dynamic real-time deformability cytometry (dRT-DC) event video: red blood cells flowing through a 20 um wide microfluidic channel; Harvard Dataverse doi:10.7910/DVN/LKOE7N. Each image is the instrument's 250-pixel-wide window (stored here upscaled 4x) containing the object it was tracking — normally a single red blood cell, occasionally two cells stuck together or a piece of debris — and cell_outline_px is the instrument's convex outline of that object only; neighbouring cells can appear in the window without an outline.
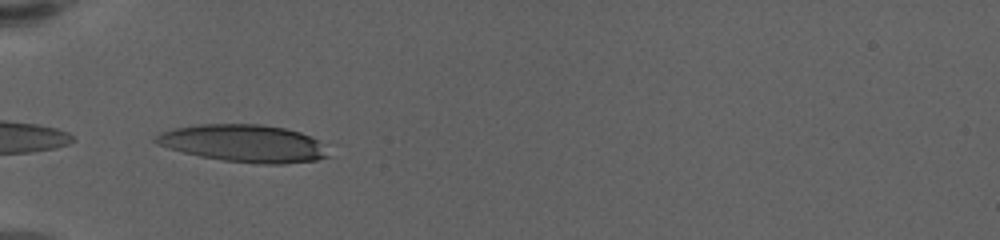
{"species": "human", "species_latin": "Homo sapiens", "temperature_condition": "warm", "stored_images_in_passage": 39, "camera_frame_rate_fps": 3000, "um_per_image_px": 0.085, "donor": {"sex": "female"}, "frame": {"image": 1, "passage_image": 1, "time_ms": 0.0, "image_size_px": [1000, 240], "cell_outline_px": [[332, 156], [316, 160], [284, 164], [260, 164], [224, 160], [200, 156], [168, 148], [152, 140], [160, 132], [176, 128], [196, 124], [260, 124], [284, 128], [300, 132], [312, 136]], "centroid_in_image_um": [20.73, 12.18], "position_along_channel_um": 64.3, "area_um2": 37.45}}
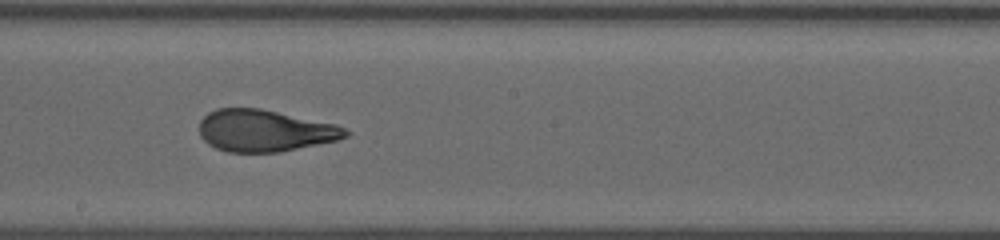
{"frame": {"image": 2, "passage_image": 16, "time_ms": 5.0, "image_size_px": [1000, 240], "cell_outline_px": [[352, 132], [348, 136], [336, 140], [280, 152], [228, 152], [216, 148], [208, 144], [200, 136], [200, 120], [208, 112], [216, 108], [260, 108], [336, 124]], "centroid_in_image_um": [22.49, 11.1], "position_along_channel_um": 225.7, "area_um2": 35.66}}
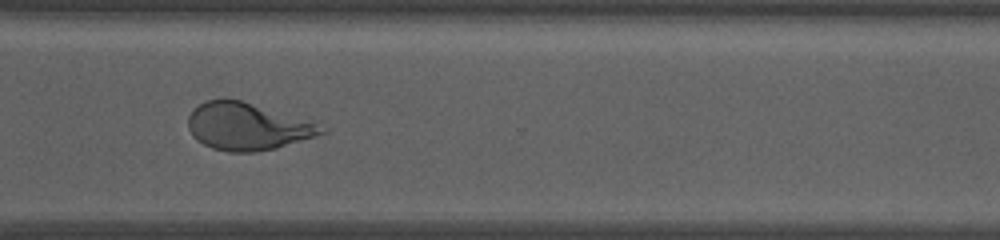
{"frame": {"image": 3, "passage_image": 27, "time_ms": 8.667, "image_size_px": [1000, 240], "cell_outline_px": [[328, 132], [276, 148], [256, 152], [228, 152], [212, 148], [196, 140], [192, 136], [188, 128], [188, 116], [192, 108], [204, 100], [240, 100], [328, 128]], "centroid_in_image_um": [20.94, 10.77], "position_along_channel_um": 349.7, "area_um2": 36.07}, "authors_computed_cell_mechanics": {"area_um2": 36.6452, "velocity_mm_per_s": 3.3812, "shape_relaxation_time_tau1_ms": 9.5614, "shape_relaxation_time_tau2_ms": 1.3026, "deformation_change_tau1": 0.315, "deformation_change_tau2": 0.0911}}